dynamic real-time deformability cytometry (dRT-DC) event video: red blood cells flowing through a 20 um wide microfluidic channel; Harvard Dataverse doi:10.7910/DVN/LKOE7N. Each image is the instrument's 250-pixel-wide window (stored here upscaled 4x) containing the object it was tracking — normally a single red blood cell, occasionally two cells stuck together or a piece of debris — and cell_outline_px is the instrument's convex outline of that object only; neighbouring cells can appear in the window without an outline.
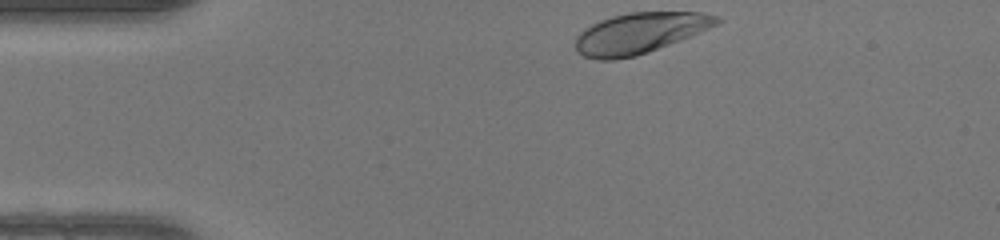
{"species": "human", "species_latin": "Homo sapiens", "temperature_condition": "warm", "stored_images_in_passage": 32, "camera_frame_rate_fps": 3000, "um_per_image_px": 0.085, "donor": {"sex": "female"}, "frame": {"image": 1, "passage_image": 1, "time_ms": 0.0, "image_size_px": [1000, 240], "cell_outline_px": [[724, 20], [700, 32], [680, 40], [648, 52], [636, 56], [616, 60], [596, 60], [584, 56], [576, 52], [576, 36], [584, 28], [600, 20], [612, 16], [628, 12], [704, 12], [720, 16]], "centroid_in_image_um": [54.36, 2.81], "position_along_channel_um": 30.6, "area_um2": 33.7}}
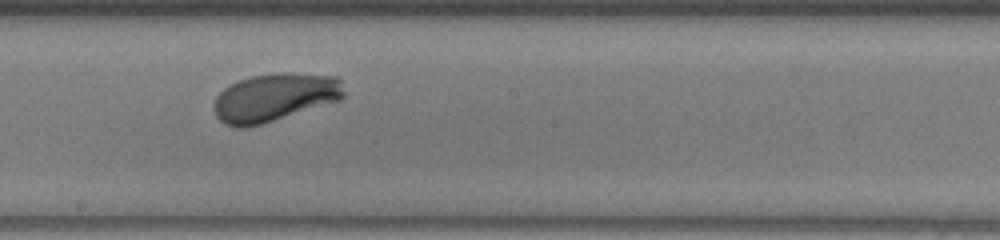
{"frame": {"image": 2, "passage_image": 19, "time_ms": 6.0, "image_size_px": [1000, 240], "cell_outline_px": [[344, 96], [340, 100], [260, 124], [244, 128], [240, 128], [224, 124], [216, 116], [212, 108], [216, 96], [224, 88], [240, 80], [252, 76], [280, 72], [336, 76], [340, 80], [344, 92]], "centroid_in_image_um": [23.31, 8.28], "position_along_channel_um": 224.9, "area_um2": 36.18}}
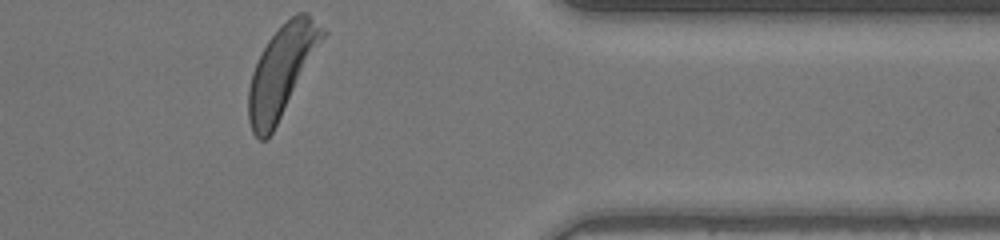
{"frame": {"image": 3, "passage_image": 32, "time_ms": 10.333, "image_size_px": [1000, 240], "cell_outline_px": [[328, 32], [272, 132], [264, 140], [260, 140], [252, 132], [248, 120], [248, 88], [252, 72], [268, 40], [296, 12], [308, 12]], "centroid_in_image_um": [23.95, 6.02], "position_along_channel_um": 387.4, "area_um2": 38.32}, "authors_computed_cell_mechanics": {"area_um2": 35.4314, "velocity_mm_per_s": 4.186, "shape_relaxation_time_tau1_ms": 1.4291, "shape_relaxation_time_tau2_ms": 2.6936, "deformation_change_tau1": 0.1236, "deformation_change_tau2": 0.0949}}